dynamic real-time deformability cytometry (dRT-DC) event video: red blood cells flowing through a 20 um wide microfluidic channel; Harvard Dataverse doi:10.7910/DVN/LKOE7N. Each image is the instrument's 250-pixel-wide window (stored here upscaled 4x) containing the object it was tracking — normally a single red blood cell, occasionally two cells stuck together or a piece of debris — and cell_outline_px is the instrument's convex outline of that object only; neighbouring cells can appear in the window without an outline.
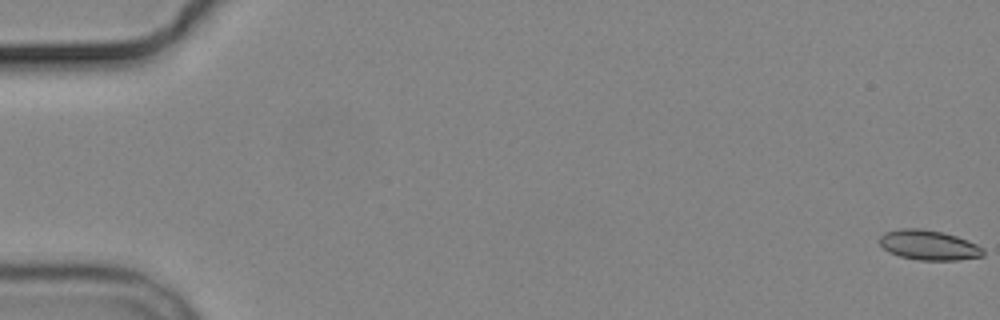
{"species": "common noctule bat (a hibernating species)", "species_latin": "Nyctalus noctula", "temperature_condition": "cold", "stored_images_in_passage": 3, "camera_frame_rate_fps": 3000, "um_per_image_px": 0.085, "animal": {"sex": "male", "body_mass_g": 19.2, "forearm_length_mm": 51.8}, "frame": {"image": 1, "passage_image": 1, "time_ms": 0.0, "image_size_px": [1000, 320], "cell_outline_px": [[984, 256], [960, 260], [916, 260], [900, 256], [888, 252], [880, 244], [880, 236], [884, 232], [900, 228], [920, 228], [944, 232], [968, 240], [984, 248]], "centroid_in_image_um": [78.96, 20.83], "position_along_channel_um": 6.0, "area_um2": 18.26}}